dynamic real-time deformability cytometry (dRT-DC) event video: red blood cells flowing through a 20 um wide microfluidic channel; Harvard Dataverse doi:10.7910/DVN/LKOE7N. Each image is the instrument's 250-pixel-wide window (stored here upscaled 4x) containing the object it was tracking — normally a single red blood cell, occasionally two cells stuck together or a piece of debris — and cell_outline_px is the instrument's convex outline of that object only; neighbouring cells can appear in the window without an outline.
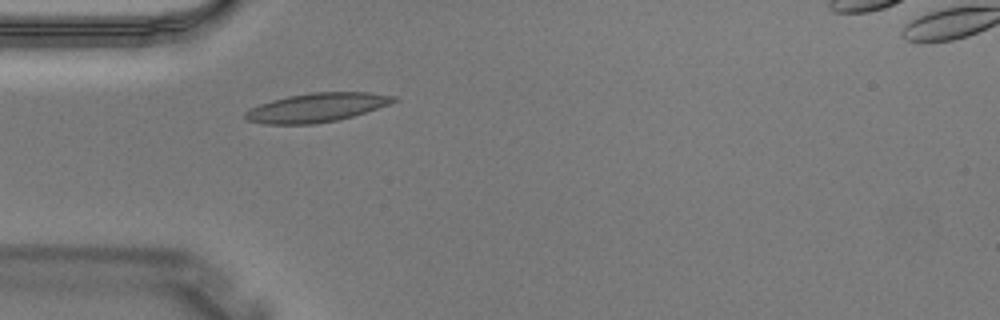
{"species": "Egyptian fruit bat (a non-hibernating species)", "species_latin": "Rousettus aegyptiacus", "temperature_condition": "warm", "stored_images_in_passage": 4, "camera_frame_rate_fps": 3000, "um_per_image_px": 0.085, "animal": {"sex": "male"}, "frame": {"image": 1, "passage_image": 3, "time_ms": 0.667, "image_size_px": [1000, 320], "cell_outline_px": [[396, 100], [388, 104], [352, 116], [336, 120], [316, 124], [264, 124], [248, 120], [244, 116], [244, 112], [260, 104], [272, 100], [288, 96], [312, 92], [368, 92], [396, 96]], "centroid_in_image_um": [26.89, 9.14], "position_along_channel_um": 58.1, "area_um2": 24.68}}